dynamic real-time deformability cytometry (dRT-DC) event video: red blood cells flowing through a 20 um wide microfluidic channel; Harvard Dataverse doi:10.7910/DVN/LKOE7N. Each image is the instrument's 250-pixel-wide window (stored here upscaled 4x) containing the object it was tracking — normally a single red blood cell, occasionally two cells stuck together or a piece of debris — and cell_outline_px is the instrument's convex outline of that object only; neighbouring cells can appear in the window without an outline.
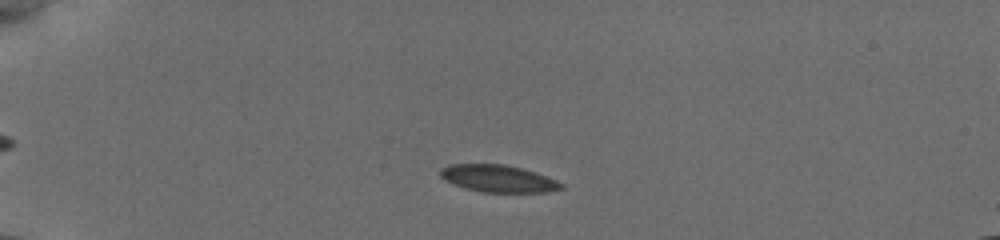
{"species": "common noctule bat (a hibernating species)", "species_latin": "Nyctalus noctula", "temperature_condition": "cold", "stored_images_in_passage": 60, "camera_frame_rate_fps": 3000, "um_per_image_px": 0.085, "animal": {"sex": "female", "body_mass_g": 19.5, "forearm_length_mm": 54.1}, "frame": {"image": 1, "passage_image": 12, "time_ms": 2.333, "image_size_px": [1000, 240], "cell_outline_px": [[564, 188], [544, 192], [484, 192], [464, 188], [452, 184], [444, 180], [440, 176], [440, 168], [448, 164], [504, 164], [536, 172], [556, 180], [564, 184]], "centroid_in_image_um": [42.31, 15.17], "position_along_channel_um": 42.7, "area_um2": 19.19}}
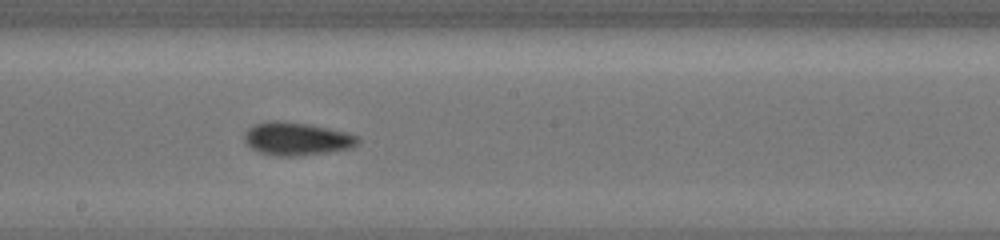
{"frame": {"image": 2, "passage_image": 32, "time_ms": 8.333, "image_size_px": [1000, 240], "cell_outline_px": [[360, 144], [352, 148], [328, 152], [296, 156], [276, 156], [260, 152], [252, 148], [244, 140], [244, 132], [252, 124], [264, 120], [284, 120], [308, 124], [348, 132], [360, 136]], "centroid_in_image_um": [25.23, 11.78], "position_along_channel_um": 223.0, "area_um2": 22.31}}
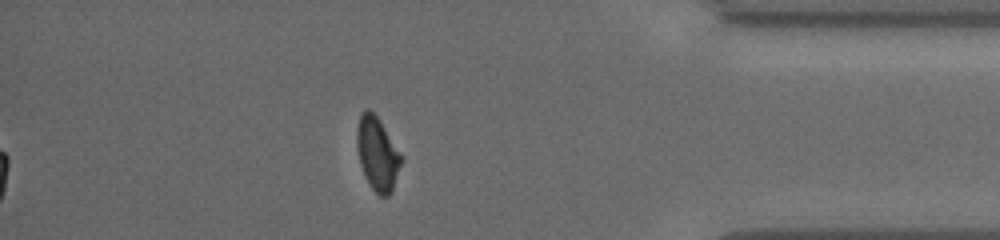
{"frame": {"image": 3, "passage_image": 60, "time_ms": 13.667, "image_size_px": [1000, 240], "cell_outline_px": [[404, 160], [392, 192], [388, 196], [380, 196], [372, 188], [360, 164], [356, 144], [356, 132], [360, 116], [368, 108], [376, 116], [404, 156]], "centroid_in_image_um": [32.12, 13.1], "position_along_channel_um": 403.1, "area_um2": 18.96}, "authors_computed_cell_mechanics": {"area_um2": 20.4034, "velocity_mm_per_s": 3.8441, "shape_relaxation_time_tau1_ms": 2.6621, "shape_relaxation_time_tau2_ms": 2.4233, "deformation_change_tau1": 0.096, "deformation_change_tau2": 0.0552}}